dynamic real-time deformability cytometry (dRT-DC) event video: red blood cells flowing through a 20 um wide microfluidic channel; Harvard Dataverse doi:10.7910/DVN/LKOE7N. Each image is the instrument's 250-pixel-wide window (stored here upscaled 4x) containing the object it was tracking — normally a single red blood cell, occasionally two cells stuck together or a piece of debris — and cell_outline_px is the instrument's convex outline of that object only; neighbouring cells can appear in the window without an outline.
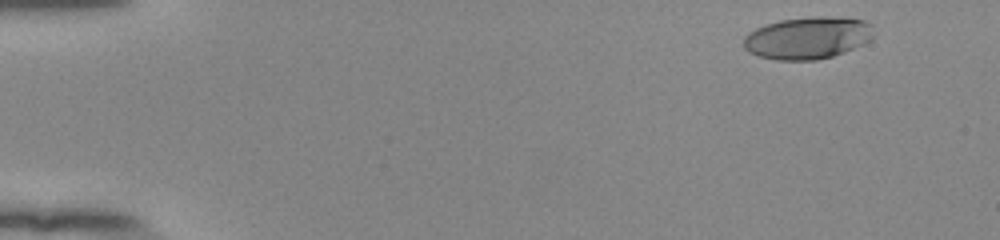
{"species": "human", "species_latin": "Homo sapiens", "temperature_condition": "room temperature", "stored_images_in_passage": 50, "camera_frame_rate_fps": 3000, "um_per_image_px": 0.085, "donor": {"sex": "female"}, "frame": {"image": 1, "passage_image": 1, "time_ms": 0.0, "image_size_px": [1000, 240], "cell_outline_px": [[872, 36], [868, 40], [852, 48], [832, 56], [816, 60], [776, 60], [760, 56], [748, 52], [744, 48], [744, 40], [748, 32], [764, 24], [780, 20], [816, 16], [820, 16], [864, 20], [868, 24]], "centroid_in_image_um": [68.56, 3.22], "position_along_channel_um": 16.4, "area_um2": 31.39}}
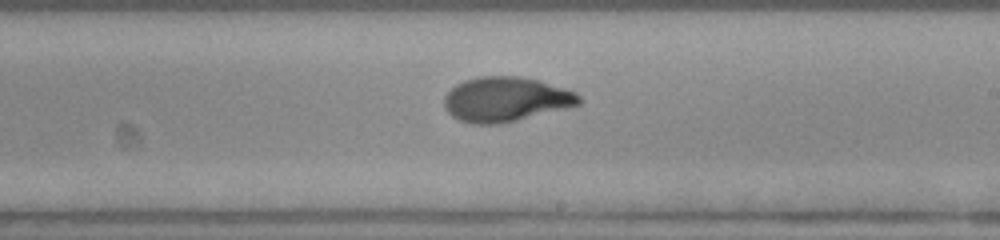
{"frame": {"image": 2, "passage_image": 29, "time_ms": 9.333, "image_size_px": [1000, 240], "cell_outline_px": [[580, 104], [500, 124], [472, 124], [460, 120], [452, 116], [444, 108], [444, 96], [456, 84], [464, 80], [480, 76], [520, 76], [536, 80], [564, 88], [576, 92], [580, 96]], "centroid_in_image_um": [42.94, 8.44], "position_along_channel_um": 246.1, "area_um2": 34.8}}
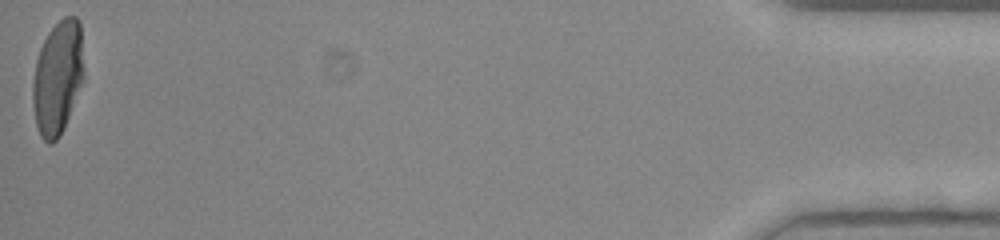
{"frame": {"image": 3, "passage_image": 50, "time_ms": 16.333, "image_size_px": [1000, 240], "cell_outline_px": [[84, 80], [64, 128], [60, 136], [52, 144], [48, 144], [40, 136], [36, 124], [32, 100], [32, 84], [36, 60], [40, 48], [48, 32], [64, 16], [76, 16], [80, 20], [84, 72]], "centroid_in_image_um": [4.91, 6.6], "position_along_channel_um": 430.3, "area_um2": 34.22}, "authors_computed_cell_mechanics": {"area_um2": 33.9864, "velocity_mm_per_s": 3.8933, "shape_relaxation_time_tau1_ms": 5.2794, "shape_relaxation_time_tau2_ms": 1.0683, "deformation_change_tau1": 0.2342, "deformation_change_tau2": 0.0521}}